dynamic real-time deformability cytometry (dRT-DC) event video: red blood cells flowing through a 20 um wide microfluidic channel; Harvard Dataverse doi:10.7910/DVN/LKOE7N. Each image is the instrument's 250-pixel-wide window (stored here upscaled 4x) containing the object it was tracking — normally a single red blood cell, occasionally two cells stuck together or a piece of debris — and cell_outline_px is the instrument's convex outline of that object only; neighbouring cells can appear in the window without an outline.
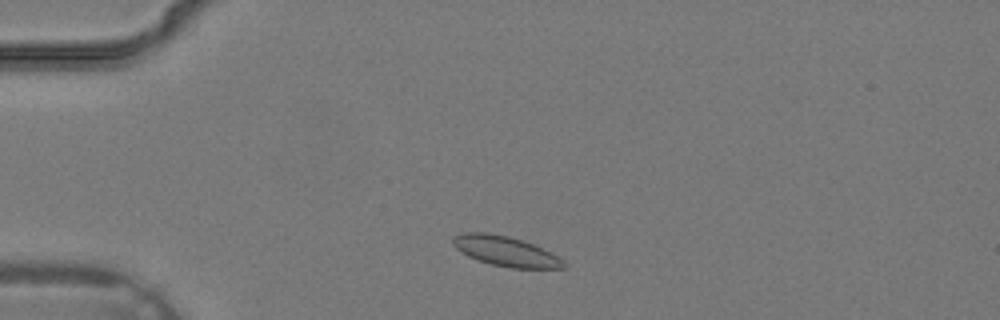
{"species": "common noctule bat (a hibernating species)", "species_latin": "Nyctalus noctula", "temperature_condition": "warm", "stored_images_in_passage": 31, "camera_frame_rate_fps": 3000, "um_per_image_px": 0.085, "animal": {"sex": "male", "body_mass_g": 19.2, "forearm_length_mm": 51.8}, "frame": {"image": 1, "passage_image": 4, "time_ms": 1.0, "image_size_px": [1000, 320], "cell_outline_px": [[568, 264], [564, 268], [512, 268], [492, 264], [468, 256], [456, 248], [452, 244], [452, 240], [456, 236], [464, 232], [488, 232], [508, 236], [532, 244], [564, 260]], "centroid_in_image_um": [42.97, 21.35], "position_along_channel_um": 42.0, "area_um2": 18.96}}
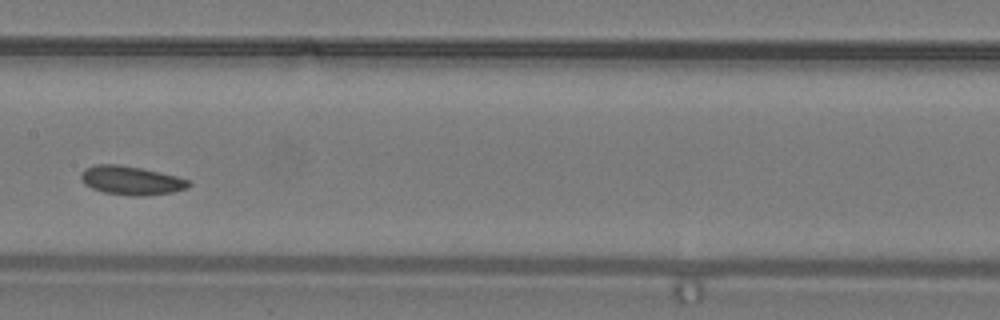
{"frame": {"image": 2, "passage_image": 14, "time_ms": 4.333, "image_size_px": [1000, 320], "cell_outline_px": [[192, 184], [188, 188], [172, 192], [144, 196], [132, 196], [104, 192], [92, 188], [84, 184], [80, 176], [80, 172], [84, 168], [96, 164], [116, 164], [140, 168], [176, 176], [188, 180]], "centroid_in_image_um": [11.12, 15.34], "position_along_channel_um": 196.3, "area_um2": 18.03}}
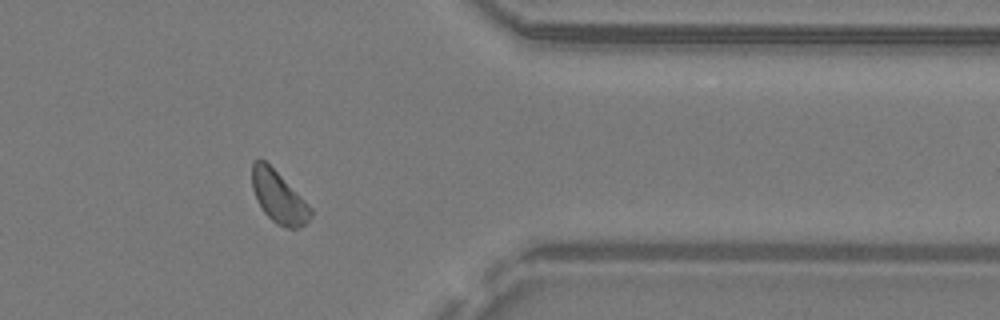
{"frame": {"image": 3, "passage_image": 25, "time_ms": 8.0, "image_size_px": [1000, 320], "cell_outline_px": [[312, 216], [304, 224], [296, 228], [288, 228], [276, 224], [264, 212], [252, 188], [252, 164], [256, 160], [264, 160], [312, 208]], "centroid_in_image_um": [23.68, 16.78], "position_along_channel_um": 387.7, "area_um2": 17.05}}